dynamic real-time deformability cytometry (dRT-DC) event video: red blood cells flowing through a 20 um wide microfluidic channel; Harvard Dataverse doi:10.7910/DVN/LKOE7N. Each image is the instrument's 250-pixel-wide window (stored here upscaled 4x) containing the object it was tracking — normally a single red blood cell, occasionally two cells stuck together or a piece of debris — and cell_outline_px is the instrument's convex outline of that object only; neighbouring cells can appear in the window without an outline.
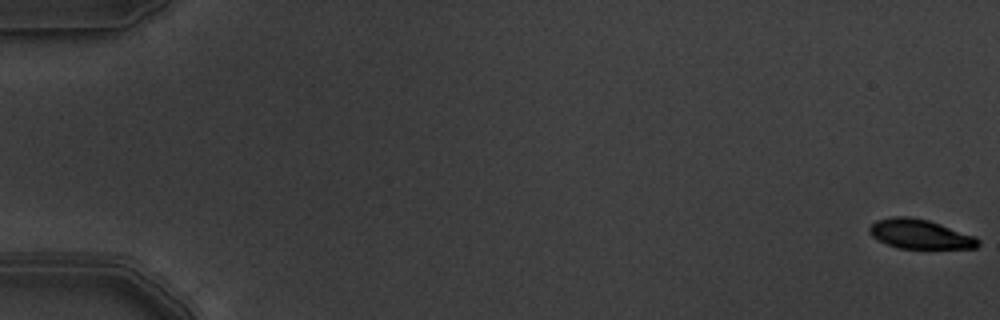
{"species": "common noctule bat (a hibernating species)", "species_latin": "Nyctalus noctula", "temperature_condition": "warm", "stored_images_in_passage": 6, "camera_frame_rate_fps": 3000, "um_per_image_px": 0.085, "animal": {"sex": "male", "body_mass_g": 19.5, "forearm_length_mm": 54.6}, "frame": {"image": 1, "passage_image": 1, "time_ms": 0.0, "image_size_px": [1000, 320], "cell_outline_px": [[980, 244], [976, 248], [896, 248], [872, 236], [868, 232], [868, 228], [876, 220], [892, 216], [908, 216], [928, 220], [976, 236], [980, 240]], "centroid_in_image_um": [78.2, 19.89], "position_along_channel_um": 6.8, "area_um2": 18.61}}
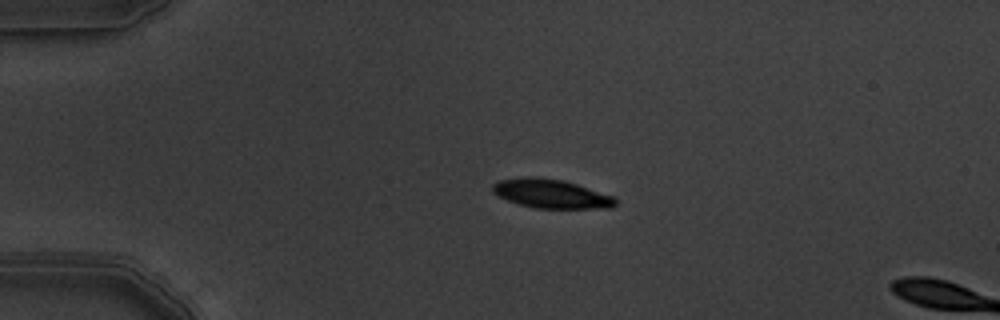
{"frame": {"image": 2, "passage_image": 5, "time_ms": 1.333, "image_size_px": [1000, 320], "cell_outline_px": [[616, 204], [612, 208], [532, 208], [496, 196], [492, 192], [492, 184], [496, 180], [524, 176], [540, 176], [564, 180], [612, 196], [616, 200]], "centroid_in_image_um": [46.77, 16.45], "position_along_channel_um": 38.2, "area_um2": 20.92}}